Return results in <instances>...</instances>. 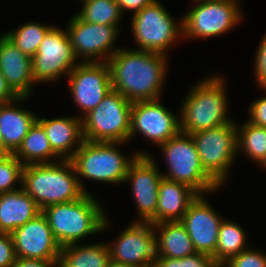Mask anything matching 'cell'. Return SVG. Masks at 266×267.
<instances>
[{
	"mask_svg": "<svg viewBox=\"0 0 266 267\" xmlns=\"http://www.w3.org/2000/svg\"><path fill=\"white\" fill-rule=\"evenodd\" d=\"M167 57L142 50L118 49L109 59L112 89L130 102L160 99Z\"/></svg>",
	"mask_w": 266,
	"mask_h": 267,
	"instance_id": "cell-1",
	"label": "cell"
},
{
	"mask_svg": "<svg viewBox=\"0 0 266 267\" xmlns=\"http://www.w3.org/2000/svg\"><path fill=\"white\" fill-rule=\"evenodd\" d=\"M21 187L41 210L52 204L80 199L86 194L71 160L24 165Z\"/></svg>",
	"mask_w": 266,
	"mask_h": 267,
	"instance_id": "cell-2",
	"label": "cell"
},
{
	"mask_svg": "<svg viewBox=\"0 0 266 267\" xmlns=\"http://www.w3.org/2000/svg\"><path fill=\"white\" fill-rule=\"evenodd\" d=\"M42 213L61 247L104 232L109 223L101 203L91 193L71 202L49 205Z\"/></svg>",
	"mask_w": 266,
	"mask_h": 267,
	"instance_id": "cell-3",
	"label": "cell"
},
{
	"mask_svg": "<svg viewBox=\"0 0 266 267\" xmlns=\"http://www.w3.org/2000/svg\"><path fill=\"white\" fill-rule=\"evenodd\" d=\"M225 79L221 75L203 78L189 90L180 112V131L192 134L234 120L228 117Z\"/></svg>",
	"mask_w": 266,
	"mask_h": 267,
	"instance_id": "cell-4",
	"label": "cell"
},
{
	"mask_svg": "<svg viewBox=\"0 0 266 267\" xmlns=\"http://www.w3.org/2000/svg\"><path fill=\"white\" fill-rule=\"evenodd\" d=\"M123 142H91L86 141L80 145L74 156L70 159L74 165L79 184L85 193H89L80 178L90 179L103 183H123L129 165L137 156H148L142 151L135 153L131 158L124 156L118 145ZM118 147V148H117Z\"/></svg>",
	"mask_w": 266,
	"mask_h": 267,
	"instance_id": "cell-5",
	"label": "cell"
},
{
	"mask_svg": "<svg viewBox=\"0 0 266 267\" xmlns=\"http://www.w3.org/2000/svg\"><path fill=\"white\" fill-rule=\"evenodd\" d=\"M168 166L166 179L184 183L198 194H207L221 187L203 168L196 144L190 134L179 132L160 145Z\"/></svg>",
	"mask_w": 266,
	"mask_h": 267,
	"instance_id": "cell-6",
	"label": "cell"
},
{
	"mask_svg": "<svg viewBox=\"0 0 266 267\" xmlns=\"http://www.w3.org/2000/svg\"><path fill=\"white\" fill-rule=\"evenodd\" d=\"M132 104L112 89L82 118L84 140L126 144L130 137Z\"/></svg>",
	"mask_w": 266,
	"mask_h": 267,
	"instance_id": "cell-7",
	"label": "cell"
},
{
	"mask_svg": "<svg viewBox=\"0 0 266 267\" xmlns=\"http://www.w3.org/2000/svg\"><path fill=\"white\" fill-rule=\"evenodd\" d=\"M158 1L154 0L132 17L131 26L137 50L167 55L170 46L183 37L182 18L179 22Z\"/></svg>",
	"mask_w": 266,
	"mask_h": 267,
	"instance_id": "cell-8",
	"label": "cell"
},
{
	"mask_svg": "<svg viewBox=\"0 0 266 267\" xmlns=\"http://www.w3.org/2000/svg\"><path fill=\"white\" fill-rule=\"evenodd\" d=\"M193 138L204 170L220 185L227 180L237 151V123L232 121L194 132Z\"/></svg>",
	"mask_w": 266,
	"mask_h": 267,
	"instance_id": "cell-9",
	"label": "cell"
},
{
	"mask_svg": "<svg viewBox=\"0 0 266 267\" xmlns=\"http://www.w3.org/2000/svg\"><path fill=\"white\" fill-rule=\"evenodd\" d=\"M241 8L236 0L197 2L182 18L183 37L211 38L222 35L240 23Z\"/></svg>",
	"mask_w": 266,
	"mask_h": 267,
	"instance_id": "cell-10",
	"label": "cell"
},
{
	"mask_svg": "<svg viewBox=\"0 0 266 267\" xmlns=\"http://www.w3.org/2000/svg\"><path fill=\"white\" fill-rule=\"evenodd\" d=\"M67 31L53 26L32 57V73L36 83L55 82L79 64Z\"/></svg>",
	"mask_w": 266,
	"mask_h": 267,
	"instance_id": "cell-11",
	"label": "cell"
},
{
	"mask_svg": "<svg viewBox=\"0 0 266 267\" xmlns=\"http://www.w3.org/2000/svg\"><path fill=\"white\" fill-rule=\"evenodd\" d=\"M118 30V26L85 22L75 14L68 22L66 31L78 60L81 58L82 62H108L118 50L114 44Z\"/></svg>",
	"mask_w": 266,
	"mask_h": 267,
	"instance_id": "cell-12",
	"label": "cell"
},
{
	"mask_svg": "<svg viewBox=\"0 0 266 267\" xmlns=\"http://www.w3.org/2000/svg\"><path fill=\"white\" fill-rule=\"evenodd\" d=\"M110 260L130 267H154L155 232L150 222L134 221L114 243H106Z\"/></svg>",
	"mask_w": 266,
	"mask_h": 267,
	"instance_id": "cell-13",
	"label": "cell"
},
{
	"mask_svg": "<svg viewBox=\"0 0 266 267\" xmlns=\"http://www.w3.org/2000/svg\"><path fill=\"white\" fill-rule=\"evenodd\" d=\"M68 77L73 101L83 112L81 118L112 90L111 72L107 62H79Z\"/></svg>",
	"mask_w": 266,
	"mask_h": 267,
	"instance_id": "cell-14",
	"label": "cell"
},
{
	"mask_svg": "<svg viewBox=\"0 0 266 267\" xmlns=\"http://www.w3.org/2000/svg\"><path fill=\"white\" fill-rule=\"evenodd\" d=\"M159 101H138L132 104L130 141L136 133H141L160 146L180 132V118Z\"/></svg>",
	"mask_w": 266,
	"mask_h": 267,
	"instance_id": "cell-15",
	"label": "cell"
},
{
	"mask_svg": "<svg viewBox=\"0 0 266 267\" xmlns=\"http://www.w3.org/2000/svg\"><path fill=\"white\" fill-rule=\"evenodd\" d=\"M162 177L151 154L137 156L129 165L125 182H131L132 194L140 216L136 221L155 224L158 191Z\"/></svg>",
	"mask_w": 266,
	"mask_h": 267,
	"instance_id": "cell-16",
	"label": "cell"
},
{
	"mask_svg": "<svg viewBox=\"0 0 266 267\" xmlns=\"http://www.w3.org/2000/svg\"><path fill=\"white\" fill-rule=\"evenodd\" d=\"M17 258L59 261L61 246L41 212L11 233Z\"/></svg>",
	"mask_w": 266,
	"mask_h": 267,
	"instance_id": "cell-17",
	"label": "cell"
},
{
	"mask_svg": "<svg viewBox=\"0 0 266 267\" xmlns=\"http://www.w3.org/2000/svg\"><path fill=\"white\" fill-rule=\"evenodd\" d=\"M223 220L203 194H199L190 203L180 222L187 230L196 252L214 259L219 227Z\"/></svg>",
	"mask_w": 266,
	"mask_h": 267,
	"instance_id": "cell-18",
	"label": "cell"
},
{
	"mask_svg": "<svg viewBox=\"0 0 266 267\" xmlns=\"http://www.w3.org/2000/svg\"><path fill=\"white\" fill-rule=\"evenodd\" d=\"M0 71L19 97H29L35 84L32 58L23 54L3 34L0 35Z\"/></svg>",
	"mask_w": 266,
	"mask_h": 267,
	"instance_id": "cell-19",
	"label": "cell"
},
{
	"mask_svg": "<svg viewBox=\"0 0 266 267\" xmlns=\"http://www.w3.org/2000/svg\"><path fill=\"white\" fill-rule=\"evenodd\" d=\"M37 122L44 128L51 148L60 160H70L84 142L81 116L52 119L37 117Z\"/></svg>",
	"mask_w": 266,
	"mask_h": 267,
	"instance_id": "cell-20",
	"label": "cell"
},
{
	"mask_svg": "<svg viewBox=\"0 0 266 267\" xmlns=\"http://www.w3.org/2000/svg\"><path fill=\"white\" fill-rule=\"evenodd\" d=\"M26 99L28 97H19L14 101L0 104V136L4 148L10 154L17 151L28 131L37 121L38 116L35 113L15 105Z\"/></svg>",
	"mask_w": 266,
	"mask_h": 267,
	"instance_id": "cell-21",
	"label": "cell"
},
{
	"mask_svg": "<svg viewBox=\"0 0 266 267\" xmlns=\"http://www.w3.org/2000/svg\"><path fill=\"white\" fill-rule=\"evenodd\" d=\"M199 194L190 186L162 177L158 191L155 224L180 221Z\"/></svg>",
	"mask_w": 266,
	"mask_h": 267,
	"instance_id": "cell-22",
	"label": "cell"
},
{
	"mask_svg": "<svg viewBox=\"0 0 266 267\" xmlns=\"http://www.w3.org/2000/svg\"><path fill=\"white\" fill-rule=\"evenodd\" d=\"M41 212L37 203L22 187L0 193V232L11 234Z\"/></svg>",
	"mask_w": 266,
	"mask_h": 267,
	"instance_id": "cell-23",
	"label": "cell"
},
{
	"mask_svg": "<svg viewBox=\"0 0 266 267\" xmlns=\"http://www.w3.org/2000/svg\"><path fill=\"white\" fill-rule=\"evenodd\" d=\"M156 257L181 259L196 253L185 227L180 221L153 224Z\"/></svg>",
	"mask_w": 266,
	"mask_h": 267,
	"instance_id": "cell-24",
	"label": "cell"
},
{
	"mask_svg": "<svg viewBox=\"0 0 266 267\" xmlns=\"http://www.w3.org/2000/svg\"><path fill=\"white\" fill-rule=\"evenodd\" d=\"M69 244L61 247L59 267H106L110 261L106 243L78 245Z\"/></svg>",
	"mask_w": 266,
	"mask_h": 267,
	"instance_id": "cell-25",
	"label": "cell"
},
{
	"mask_svg": "<svg viewBox=\"0 0 266 267\" xmlns=\"http://www.w3.org/2000/svg\"><path fill=\"white\" fill-rule=\"evenodd\" d=\"M14 156L23 164L55 163L59 156L52 150L44 128L36 121ZM54 158V159H53Z\"/></svg>",
	"mask_w": 266,
	"mask_h": 267,
	"instance_id": "cell-26",
	"label": "cell"
},
{
	"mask_svg": "<svg viewBox=\"0 0 266 267\" xmlns=\"http://www.w3.org/2000/svg\"><path fill=\"white\" fill-rule=\"evenodd\" d=\"M245 233L244 228L233 221L224 219L221 222L218 242L214 252V261L219 267L231 257L248 249L246 246L247 237Z\"/></svg>",
	"mask_w": 266,
	"mask_h": 267,
	"instance_id": "cell-27",
	"label": "cell"
},
{
	"mask_svg": "<svg viewBox=\"0 0 266 267\" xmlns=\"http://www.w3.org/2000/svg\"><path fill=\"white\" fill-rule=\"evenodd\" d=\"M237 124V151L245 153L249 159L261 164L266 158V128L246 121Z\"/></svg>",
	"mask_w": 266,
	"mask_h": 267,
	"instance_id": "cell-28",
	"label": "cell"
},
{
	"mask_svg": "<svg viewBox=\"0 0 266 267\" xmlns=\"http://www.w3.org/2000/svg\"><path fill=\"white\" fill-rule=\"evenodd\" d=\"M52 27L38 22H28L13 31L5 32L3 35L23 54L32 58Z\"/></svg>",
	"mask_w": 266,
	"mask_h": 267,
	"instance_id": "cell-29",
	"label": "cell"
},
{
	"mask_svg": "<svg viewBox=\"0 0 266 267\" xmlns=\"http://www.w3.org/2000/svg\"><path fill=\"white\" fill-rule=\"evenodd\" d=\"M82 9L76 13L83 21L99 25L118 26L122 12L116 0H82Z\"/></svg>",
	"mask_w": 266,
	"mask_h": 267,
	"instance_id": "cell-30",
	"label": "cell"
},
{
	"mask_svg": "<svg viewBox=\"0 0 266 267\" xmlns=\"http://www.w3.org/2000/svg\"><path fill=\"white\" fill-rule=\"evenodd\" d=\"M24 165L14 156L8 154L0 157V193L17 190L16 182L22 184Z\"/></svg>",
	"mask_w": 266,
	"mask_h": 267,
	"instance_id": "cell-31",
	"label": "cell"
},
{
	"mask_svg": "<svg viewBox=\"0 0 266 267\" xmlns=\"http://www.w3.org/2000/svg\"><path fill=\"white\" fill-rule=\"evenodd\" d=\"M154 267H219L211 256L195 253L181 259L156 257Z\"/></svg>",
	"mask_w": 266,
	"mask_h": 267,
	"instance_id": "cell-32",
	"label": "cell"
},
{
	"mask_svg": "<svg viewBox=\"0 0 266 267\" xmlns=\"http://www.w3.org/2000/svg\"><path fill=\"white\" fill-rule=\"evenodd\" d=\"M221 267H266V255L257 249L248 248L231 257Z\"/></svg>",
	"mask_w": 266,
	"mask_h": 267,
	"instance_id": "cell-33",
	"label": "cell"
},
{
	"mask_svg": "<svg viewBox=\"0 0 266 267\" xmlns=\"http://www.w3.org/2000/svg\"><path fill=\"white\" fill-rule=\"evenodd\" d=\"M254 74L259 87L266 90V33L259 44L254 62Z\"/></svg>",
	"mask_w": 266,
	"mask_h": 267,
	"instance_id": "cell-34",
	"label": "cell"
},
{
	"mask_svg": "<svg viewBox=\"0 0 266 267\" xmlns=\"http://www.w3.org/2000/svg\"><path fill=\"white\" fill-rule=\"evenodd\" d=\"M16 258L11 234L0 232V267H12Z\"/></svg>",
	"mask_w": 266,
	"mask_h": 267,
	"instance_id": "cell-35",
	"label": "cell"
},
{
	"mask_svg": "<svg viewBox=\"0 0 266 267\" xmlns=\"http://www.w3.org/2000/svg\"><path fill=\"white\" fill-rule=\"evenodd\" d=\"M249 116L248 122L266 128V96L255 100L249 106Z\"/></svg>",
	"mask_w": 266,
	"mask_h": 267,
	"instance_id": "cell-36",
	"label": "cell"
},
{
	"mask_svg": "<svg viewBox=\"0 0 266 267\" xmlns=\"http://www.w3.org/2000/svg\"><path fill=\"white\" fill-rule=\"evenodd\" d=\"M12 267H59L58 261L42 259L16 258Z\"/></svg>",
	"mask_w": 266,
	"mask_h": 267,
	"instance_id": "cell-37",
	"label": "cell"
},
{
	"mask_svg": "<svg viewBox=\"0 0 266 267\" xmlns=\"http://www.w3.org/2000/svg\"><path fill=\"white\" fill-rule=\"evenodd\" d=\"M122 12L133 11V15L142 10L147 5H150L154 0H116Z\"/></svg>",
	"mask_w": 266,
	"mask_h": 267,
	"instance_id": "cell-38",
	"label": "cell"
},
{
	"mask_svg": "<svg viewBox=\"0 0 266 267\" xmlns=\"http://www.w3.org/2000/svg\"><path fill=\"white\" fill-rule=\"evenodd\" d=\"M19 96L11 89L0 71V104L18 99Z\"/></svg>",
	"mask_w": 266,
	"mask_h": 267,
	"instance_id": "cell-39",
	"label": "cell"
},
{
	"mask_svg": "<svg viewBox=\"0 0 266 267\" xmlns=\"http://www.w3.org/2000/svg\"><path fill=\"white\" fill-rule=\"evenodd\" d=\"M10 154L5 148H4V145L2 143V139H1V136H0V156H5V155H8Z\"/></svg>",
	"mask_w": 266,
	"mask_h": 267,
	"instance_id": "cell-40",
	"label": "cell"
},
{
	"mask_svg": "<svg viewBox=\"0 0 266 267\" xmlns=\"http://www.w3.org/2000/svg\"><path fill=\"white\" fill-rule=\"evenodd\" d=\"M106 267H130V266H127V265H124V264H120V263H116V262H113V261L110 260Z\"/></svg>",
	"mask_w": 266,
	"mask_h": 267,
	"instance_id": "cell-41",
	"label": "cell"
},
{
	"mask_svg": "<svg viewBox=\"0 0 266 267\" xmlns=\"http://www.w3.org/2000/svg\"><path fill=\"white\" fill-rule=\"evenodd\" d=\"M212 1H219V0H195L194 2H212Z\"/></svg>",
	"mask_w": 266,
	"mask_h": 267,
	"instance_id": "cell-42",
	"label": "cell"
},
{
	"mask_svg": "<svg viewBox=\"0 0 266 267\" xmlns=\"http://www.w3.org/2000/svg\"><path fill=\"white\" fill-rule=\"evenodd\" d=\"M262 167L264 166V168L266 167V158L264 159V161L260 164Z\"/></svg>",
	"mask_w": 266,
	"mask_h": 267,
	"instance_id": "cell-43",
	"label": "cell"
}]
</instances>
